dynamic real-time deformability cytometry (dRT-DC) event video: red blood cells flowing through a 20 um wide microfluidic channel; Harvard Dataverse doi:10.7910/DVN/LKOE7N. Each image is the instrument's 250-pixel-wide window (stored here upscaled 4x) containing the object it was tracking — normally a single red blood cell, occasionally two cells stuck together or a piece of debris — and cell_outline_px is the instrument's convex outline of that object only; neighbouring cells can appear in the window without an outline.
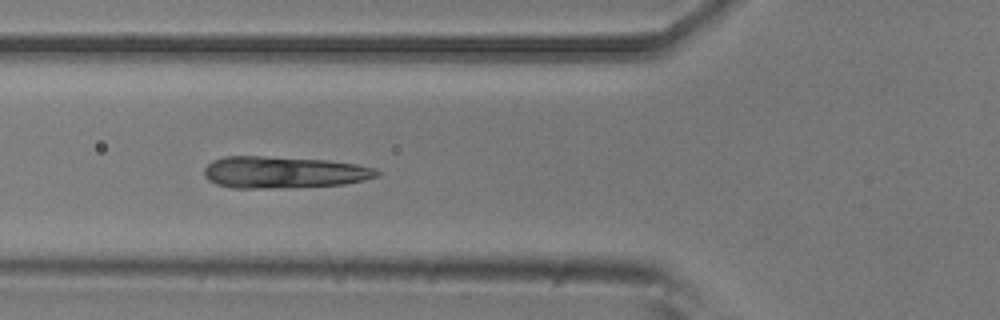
{"species": "common noctule bat (a hibernating species)", "species_latin": "Nyctalus noctula", "temperature_condition": "room temperature", "stored_images_in_passage": 10, "camera_frame_rate_fps": 3000, "um_per_image_px": 0.085, "animal": {"sex": "male", "body_mass_g": 20.5, "forearm_length_mm": 52.5}, "frame": {"image": 1, "passage_image": 5, "time_ms": 1.333, "image_size_px": [1000, 320], "cell_outline_px": [[380, 176], [364, 180], [344, 184], [288, 188], [232, 188], [216, 184], [208, 180], [204, 176], [204, 168], [212, 160], [224, 156], [260, 156], [328, 160], [356, 164], [376, 168], [380, 172]], "centroid_in_image_um": [24.11, 14.65], "position_along_channel_um": 101.7, "area_um2": 32.31}}
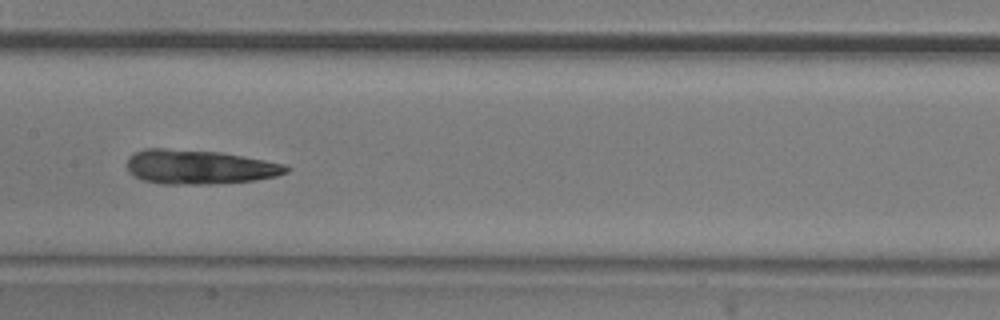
{"frame": {"image": 2, "passage_image": 7, "time_ms": 2.0, "image_size_px": [1000, 320], "cell_outline_px": [[292, 168], [288, 172], [276, 176], [256, 180], [212, 184], [160, 184], [140, 180], [128, 172], [128, 156], [144, 148], [164, 148], [220, 152], [244, 156], [284, 164]], "centroid_in_image_um": [16.92, 14.2], "position_along_channel_um": 190.5, "area_um2": 32.08}}
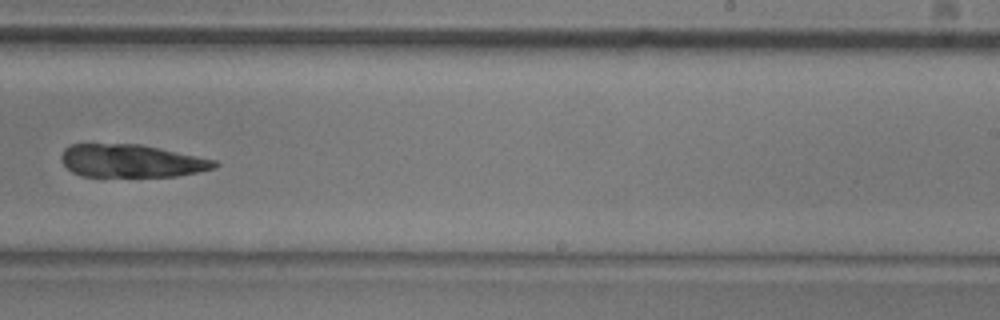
{"frame": {"image": 3, "passage_image": 9, "time_ms": 2.667, "image_size_px": [1000, 320], "cell_outline_px": [[220, 164], [216, 168], [176, 176], [80, 176], [72, 172], [60, 160], [60, 156], [64, 148], [72, 144], [140, 144], [216, 160]], "centroid_in_image_um": [11.15, 13.67], "position_along_channel_um": 277.9, "area_um2": 29.3}}